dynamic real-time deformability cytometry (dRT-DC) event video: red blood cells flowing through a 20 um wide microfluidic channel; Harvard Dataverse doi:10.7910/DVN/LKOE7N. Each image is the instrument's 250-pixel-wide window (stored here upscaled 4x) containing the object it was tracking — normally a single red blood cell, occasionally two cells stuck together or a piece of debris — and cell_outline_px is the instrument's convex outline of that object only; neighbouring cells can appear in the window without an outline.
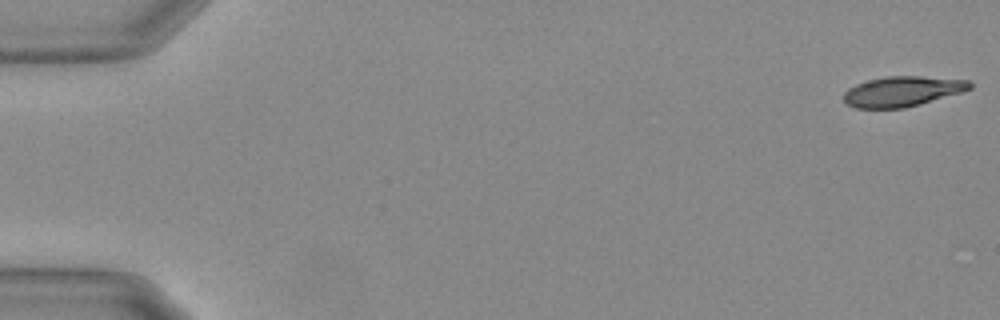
{"species": "Egyptian fruit bat (a non-hibernating species)", "species_latin": "Rousettus aegyptiacus", "temperature_condition": "warm", "stored_images_in_passage": 56, "camera_frame_rate_fps": 3000, "um_per_image_px": 0.085, "animal": {"sex": "female"}, "frame": {"image": 1, "passage_image": 1, "time_ms": 0.0, "image_size_px": [1000, 320], "cell_outline_px": [[972, 88], [964, 92], [920, 104], [904, 108], [856, 108], [848, 104], [844, 100], [844, 92], [848, 88], [856, 84], [868, 80], [884, 76], [920, 76], [968, 80], [972, 84]], "centroid_in_image_um": [76.72, 7.76], "position_along_channel_um": 8.3, "area_um2": 22.25}}
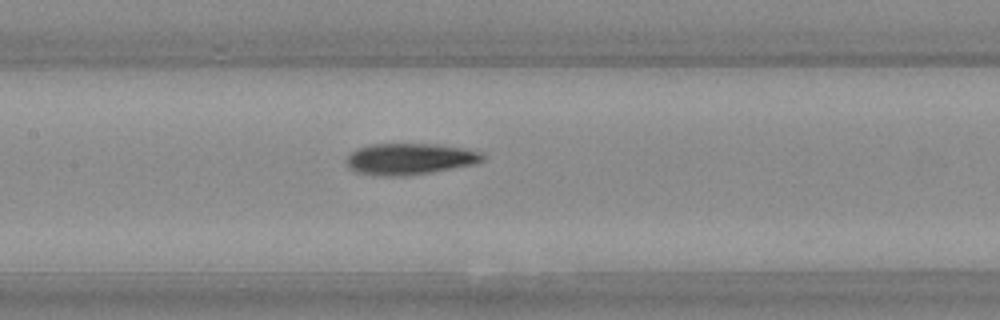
{"frame": {"image": 2, "passage_image": 27, "time_ms": 8.667, "image_size_px": [1000, 320], "cell_outline_px": [[484, 160], [476, 164], [404, 176], [380, 176], [356, 172], [348, 168], [344, 160], [356, 148], [372, 144], [436, 144], [464, 148], [484, 152]], "centroid_in_image_um": [34.82, 13.5], "position_along_channel_um": 172.6, "area_um2": 25.03}}
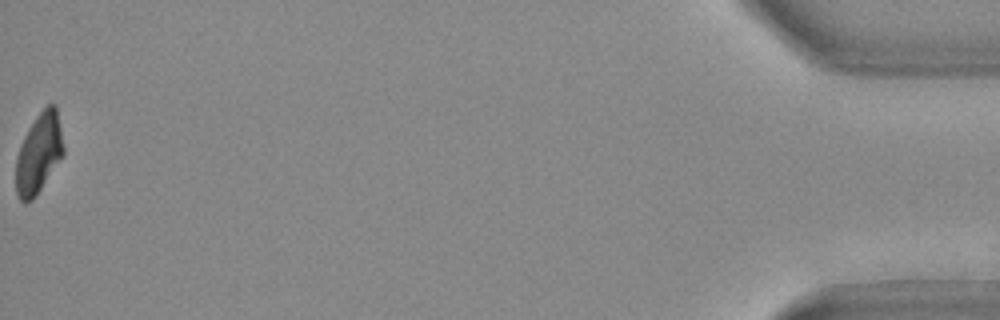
{"frame": {"image": 3, "passage_image": 56, "time_ms": 18.333, "image_size_px": [1000, 320], "cell_outline_px": [[64, 156], [36, 196], [32, 200], [24, 204], [16, 196], [16, 156], [24, 136], [28, 128], [36, 116], [48, 104], [56, 104], [64, 148]], "centroid_in_image_um": [3.3, 13.07], "position_along_channel_um": 431.9, "area_um2": 22.43}, "authors_computed_cell_mechanics": {"area_um2": 24.1315, "velocity_mm_per_s": 3.6969, "shape_relaxation_time_tau1_ms": 7.833, "shape_relaxation_time_tau2_ms": 2.8312, "deformation_change_tau1": 0.2236, "deformation_change_tau2": 0.0884}}